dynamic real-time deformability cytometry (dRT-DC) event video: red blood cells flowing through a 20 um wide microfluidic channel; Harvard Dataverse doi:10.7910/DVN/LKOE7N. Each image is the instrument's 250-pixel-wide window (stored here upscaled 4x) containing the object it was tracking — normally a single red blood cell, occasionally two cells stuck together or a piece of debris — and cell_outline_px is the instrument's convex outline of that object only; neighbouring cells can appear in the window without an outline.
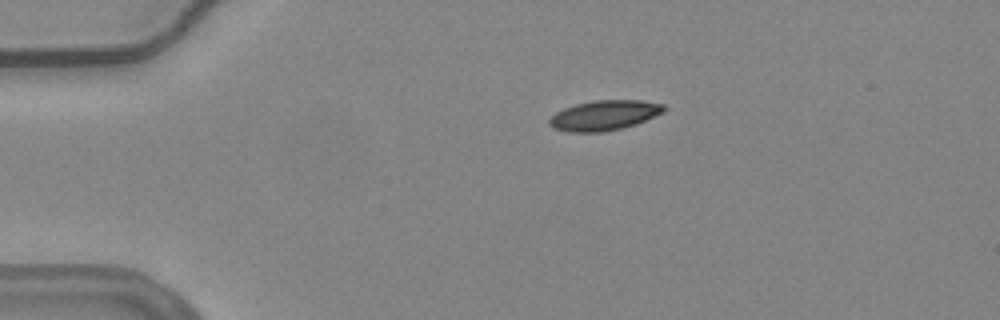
{"species": "common noctule bat (a hibernating species)", "species_latin": "Nyctalus noctula", "temperature_condition": "warm", "stored_images_in_passage": 45, "camera_frame_rate_fps": 3000, "um_per_image_px": 0.085, "animal": {"sex": "female", "body_mass_g": 24.6, "forearm_length_mm": 56.2}, "frame": {"image": 1, "passage_image": 1, "time_ms": 0.0, "image_size_px": [1000, 320], "cell_outline_px": [[664, 112], [636, 124], [604, 132], [568, 132], [552, 128], [548, 124], [548, 120], [556, 112], [564, 108], [576, 104], [592, 100], [640, 100], [664, 104]], "centroid_in_image_um": [51.33, 9.8], "position_along_channel_um": 33.7, "area_um2": 20.06}}
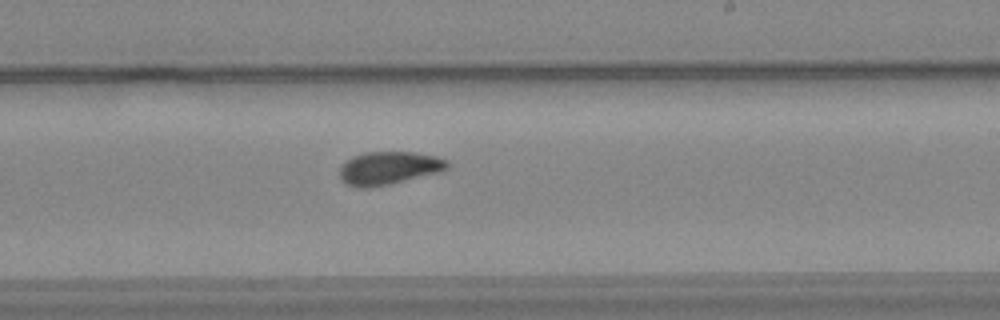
{"frame": {"image": 2, "passage_image": 23, "time_ms": 7.333, "image_size_px": [1000, 320], "cell_outline_px": [[448, 168], [440, 172], [392, 184], [372, 188], [356, 188], [344, 184], [340, 180], [340, 168], [352, 156], [368, 152], [416, 152], [436, 156], [448, 160]], "centroid_in_image_um": [33.05, 14.31], "position_along_channel_um": 256.0, "area_um2": 21.04}}
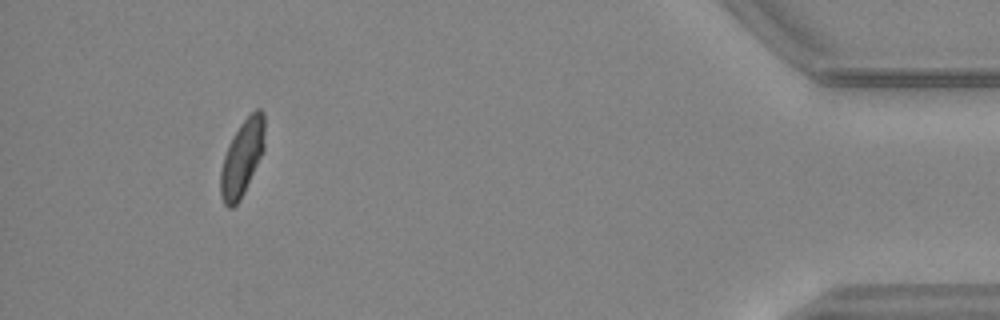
{"frame": {"image": 3, "passage_image": 41, "time_ms": 13.333, "image_size_px": [1000, 320], "cell_outline_px": [[264, 148], [244, 192], [240, 200], [232, 208], [228, 208], [224, 204], [220, 196], [220, 172], [224, 156], [228, 144], [232, 136], [240, 124], [256, 108], [260, 108], [264, 112]], "centroid_in_image_um": [20.56, 13.42], "position_along_channel_um": 414.6, "area_um2": 19.42}, "authors_computed_cell_mechanics": {"area_um2": 20.1722, "velocity_mm_per_s": 3.7286, "shape_relaxation_time_tau1_ms": 5.5925, "shape_relaxation_time_tau2_ms": 4.8294, "deformation_change_tau1": 0.1349, "deformation_change_tau2": 0.0846}}